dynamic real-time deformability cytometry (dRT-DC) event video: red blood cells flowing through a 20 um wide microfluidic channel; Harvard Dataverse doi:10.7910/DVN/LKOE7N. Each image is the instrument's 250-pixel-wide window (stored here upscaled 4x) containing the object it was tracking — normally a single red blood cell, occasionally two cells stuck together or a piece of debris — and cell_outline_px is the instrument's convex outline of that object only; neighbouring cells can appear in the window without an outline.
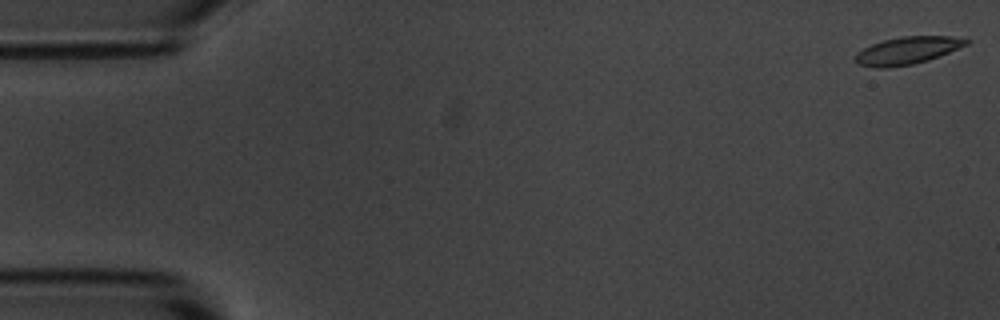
{"species": "common noctule bat (a hibernating species)", "species_latin": "Nyctalus noctula", "temperature_condition": "room temperature", "stored_images_in_passage": 15, "camera_frame_rate_fps": 3000, "um_per_image_px": 0.085, "animal": {"sex": "male", "body_mass_g": 20.1, "forearm_length_mm": 53.5}, "frame": {"image": 1, "passage_image": 1, "time_ms": 0.0, "image_size_px": [1000, 320], "cell_outline_px": [[972, 40], [968, 44], [928, 60], [912, 64], [888, 68], [876, 68], [856, 64], [856, 52], [872, 44], [884, 40], [900, 36], [968, 36]], "centroid_in_image_um": [77.17, 4.28], "position_along_channel_um": 7.8, "area_um2": 17.92}}
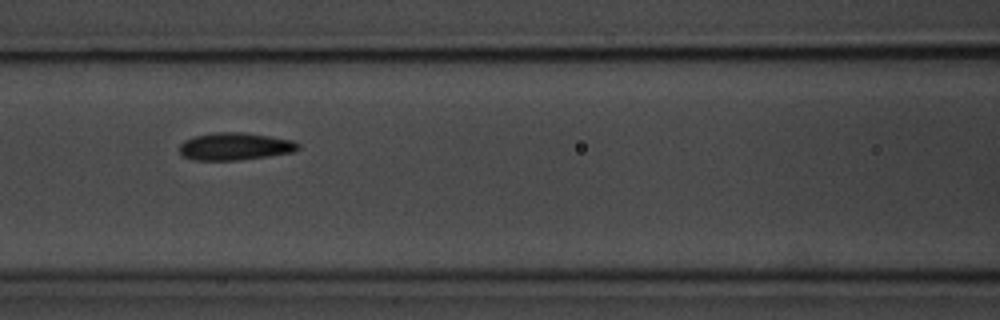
{"frame": {"image": 2, "passage_image": 7, "time_ms": 7.667, "image_size_px": [1000, 320], "cell_outline_px": [[300, 148], [292, 152], [268, 156], [236, 160], [192, 160], [184, 156], [180, 152], [180, 144], [184, 140], [192, 136], [212, 132], [244, 132], [292, 140], [300, 144]], "centroid_in_image_um": [19.94, 12.43], "position_along_channel_um": 146.7, "area_um2": 19.02}}
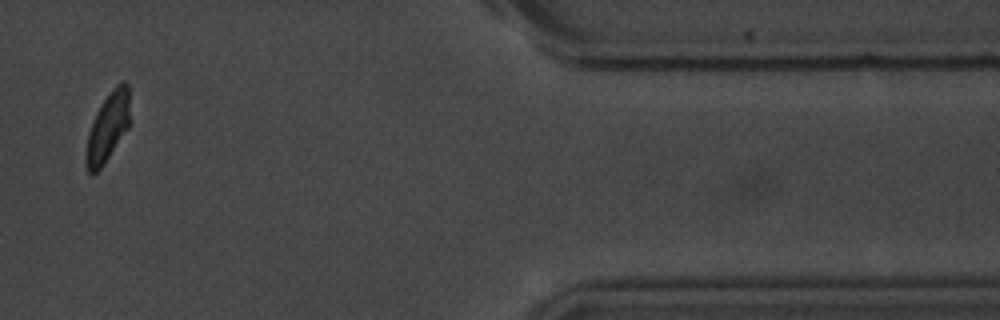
{"frame": {"image": 3, "passage_image": 14, "time_ms": 16.0, "image_size_px": [1000, 320], "cell_outline_px": [[128, 128], [104, 164], [92, 176], [88, 172], [84, 160], [84, 156], [88, 132], [96, 112], [100, 104], [116, 84], [120, 80], [124, 80], [128, 84]], "centroid_in_image_um": [9.12, 10.83], "position_along_channel_um": 402.3, "area_um2": 17.63}, "authors_computed_cell_mechanics": {"area_um2": 18.3804, "velocity_mm_per_s": 3.5961, "shape_relaxation_time_tau1_ms": 6.5108, "shape_relaxation_time_tau2_ms": null, "deformation_change_tau1": 0.1314, "deformation_change_tau2": null}}